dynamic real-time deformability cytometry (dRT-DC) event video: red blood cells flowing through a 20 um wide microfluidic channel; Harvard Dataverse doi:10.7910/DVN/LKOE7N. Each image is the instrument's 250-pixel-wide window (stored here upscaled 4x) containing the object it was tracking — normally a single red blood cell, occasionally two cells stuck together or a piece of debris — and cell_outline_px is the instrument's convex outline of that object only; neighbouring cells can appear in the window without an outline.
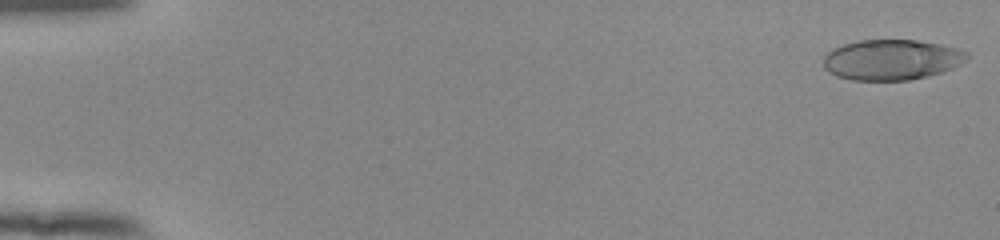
{"species": "human", "species_latin": "Homo sapiens", "temperature_condition": "room temperature", "stored_images_in_passage": 53, "camera_frame_rate_fps": 3000, "um_per_image_px": 0.085, "donor": {"sex": "female"}, "frame": {"image": 1, "passage_image": 1, "time_ms": 0.0, "image_size_px": [1000, 240], "cell_outline_px": [[968, 60], [944, 72], [928, 76], [908, 80], [852, 80], [836, 76], [828, 72], [824, 68], [824, 56], [832, 48], [856, 40], [916, 40], [940, 44], [960, 48], [968, 52]], "centroid_in_image_um": [75.8, 5.07], "position_along_channel_um": 9.2, "area_um2": 34.16}}
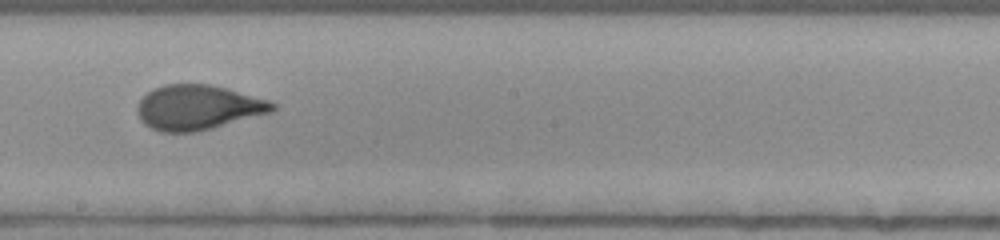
{"frame": {"image": 2, "passage_image": 31, "time_ms": 10.0, "image_size_px": [1000, 240], "cell_outline_px": [[276, 112], [196, 132], [160, 132], [144, 124], [140, 120], [136, 108], [140, 100], [152, 88], [164, 84], [208, 84], [228, 88], [268, 100], [276, 104]], "centroid_in_image_um": [16.85, 9.13], "position_along_channel_um": 231.3, "area_um2": 35.66}}
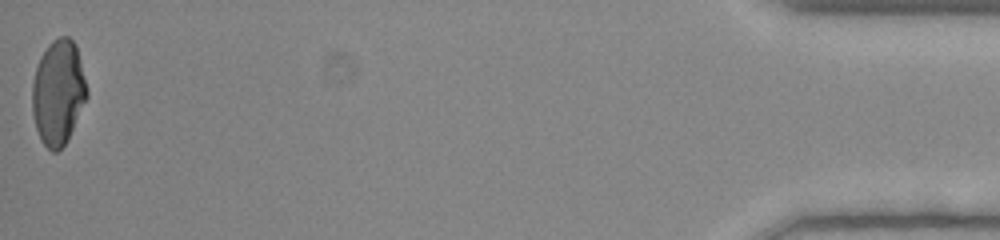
{"frame": {"image": 3, "passage_image": 53, "time_ms": 17.333, "image_size_px": [1000, 240], "cell_outline_px": [[88, 96], [68, 140], [56, 152], [52, 152], [40, 140], [36, 128], [32, 112], [32, 84], [36, 68], [40, 56], [48, 44], [52, 40], [60, 36], [68, 36], [76, 44], [88, 92]], "centroid_in_image_um": [4.94, 7.85], "position_along_channel_um": 430.3, "area_um2": 33.52}, "authors_computed_cell_mechanics": {"area_um2": 35.0268, "velocity_mm_per_s": 3.9124, "shape_relaxation_time_tau1_ms": 6.3976, "shape_relaxation_time_tau2_ms": null, "deformation_change_tau1": 0.2231, "deformation_change_tau2": null}}